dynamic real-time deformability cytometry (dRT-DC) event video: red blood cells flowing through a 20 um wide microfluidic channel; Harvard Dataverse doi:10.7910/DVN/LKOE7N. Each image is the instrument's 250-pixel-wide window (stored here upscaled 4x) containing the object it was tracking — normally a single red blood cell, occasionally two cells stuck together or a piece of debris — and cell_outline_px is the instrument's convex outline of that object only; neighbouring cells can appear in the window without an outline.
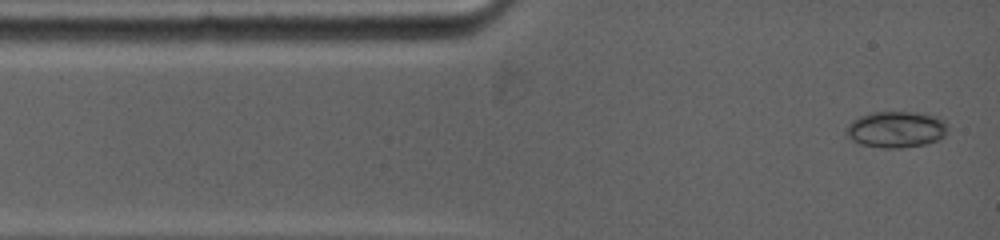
{"species": "common noctule bat (a hibernating species)", "species_latin": "Nyctalus noctula", "temperature_condition": "warm", "stored_images_in_passage": 44, "camera_frame_rate_fps": 5000, "um_per_image_px": 0.085, "animal": {"sex": "female", "body_mass_g": 19.0, "forearm_length_mm": 53.3}, "frame": {"image": 1, "passage_image": 1, "time_ms": 0.0, "image_size_px": [1000, 240], "cell_outline_px": [[948, 128], [944, 136], [940, 140], [924, 144], [900, 148], [880, 148], [860, 144], [852, 140], [844, 132], [844, 128], [852, 120], [860, 116], [872, 112], [916, 112], [936, 116], [944, 120], [948, 124]], "centroid_in_image_um": [76.16, 11.0], "position_along_channel_um": 8.8, "area_um2": 21.79}}
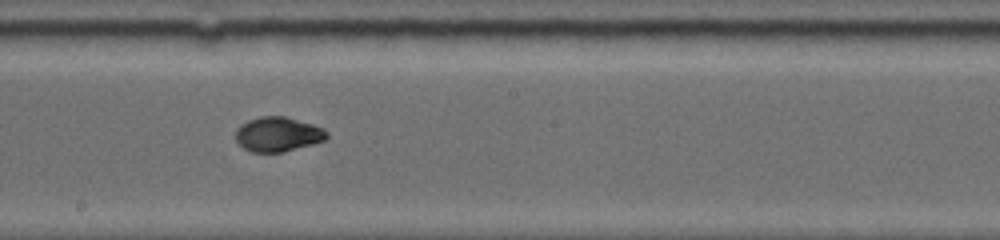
{"frame": {"image": 2, "passage_image": 20, "time_ms": 6.6, "image_size_px": [1000, 240], "cell_outline_px": [[328, 136], [324, 140], [312, 144], [280, 152], [252, 152], [244, 148], [236, 140], [236, 128], [240, 124], [248, 120], [260, 116], [284, 116], [312, 124], [324, 128], [328, 132]], "centroid_in_image_um": [23.61, 11.4], "position_along_channel_um": 224.6, "area_um2": 18.26}}
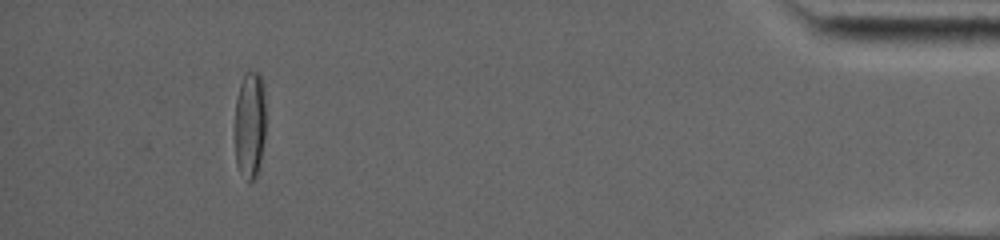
{"frame": {"image": 3, "passage_image": 39, "time_ms": 13.6, "image_size_px": [1000, 240], "cell_outline_px": [[264, 140], [260, 164], [256, 176], [252, 180], [248, 180], [240, 172], [236, 164], [236, 96], [244, 72], [260, 72], [264, 88]], "centroid_in_image_um": [21.24, 10.56], "position_along_channel_um": 414.0, "area_um2": 19.19}, "authors_computed_cell_mechanics": {"area_um2": 18.5538, "velocity_mm_per_s": 3.8919, "shape_relaxation_time_tau1_ms": 10.6607, "shape_relaxation_time_tau2_ms": null, "deformation_change_tau1": 0.3295, "deformation_change_tau2": null}}